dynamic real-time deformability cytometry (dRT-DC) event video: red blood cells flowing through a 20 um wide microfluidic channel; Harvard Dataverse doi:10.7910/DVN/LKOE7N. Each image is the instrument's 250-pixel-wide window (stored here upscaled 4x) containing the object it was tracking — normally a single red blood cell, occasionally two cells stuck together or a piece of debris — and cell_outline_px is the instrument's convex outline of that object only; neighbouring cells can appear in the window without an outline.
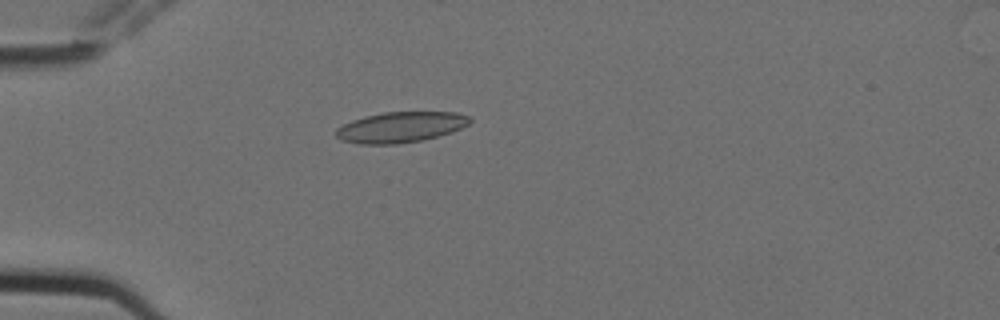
{"species": "Egyptian fruit bat (a non-hibernating species)", "species_latin": "Rousettus aegyptiacus", "temperature_condition": "cold", "stored_images_in_passage": 1, "camera_frame_rate_fps": 3000, "um_per_image_px": 0.085, "animal": {"sex": "female"}, "frame": {"image": 1, "passage_image": 1, "time_ms": 0.0, "image_size_px": [1000, 320], "cell_outline_px": [[472, 120], [468, 124], [452, 132], [420, 140], [396, 144], [360, 144], [340, 140], [336, 136], [336, 128], [352, 120], [364, 116], [384, 112], [456, 112], [468, 116]], "centroid_in_image_um": [34.02, 10.8], "position_along_channel_um": 51.0, "area_um2": 23.76}}